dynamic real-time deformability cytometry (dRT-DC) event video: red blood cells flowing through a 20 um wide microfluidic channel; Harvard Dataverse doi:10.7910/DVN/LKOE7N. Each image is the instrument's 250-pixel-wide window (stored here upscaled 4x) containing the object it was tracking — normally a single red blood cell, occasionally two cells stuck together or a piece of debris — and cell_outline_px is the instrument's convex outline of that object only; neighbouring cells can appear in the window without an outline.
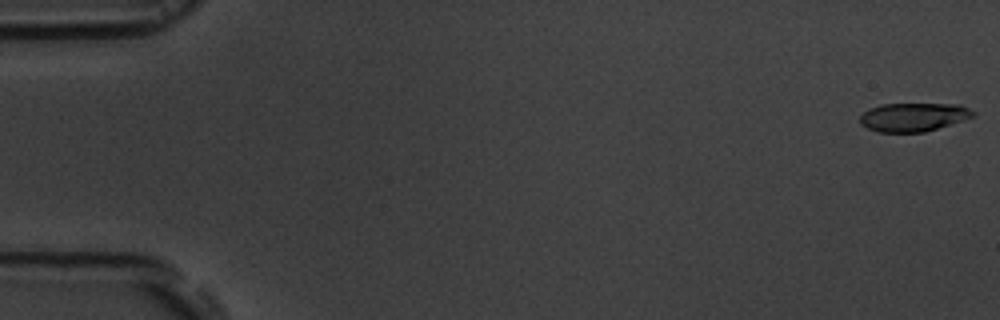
{"species": "common noctule bat (a hibernating species)", "species_latin": "Nyctalus noctula", "temperature_condition": "room temperature", "stored_images_in_passage": 12, "camera_frame_rate_fps": 3000, "um_per_image_px": 0.085, "animal": {"sex": "male", "body_mass_g": 19.5, "forearm_length_mm": 54.6}, "frame": {"image": 1, "passage_image": 1, "time_ms": 0.0, "image_size_px": [1000, 320], "cell_outline_px": [[976, 116], [924, 132], [876, 132], [860, 124], [860, 116], [868, 108], [880, 104], [960, 104], [976, 112]], "centroid_in_image_um": [77.63, 9.94], "position_along_channel_um": 7.4, "area_um2": 18.9}}
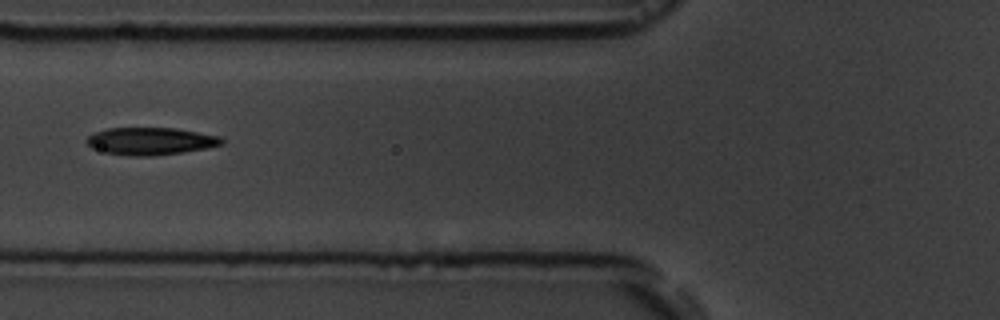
{"frame": {"image": 2, "passage_image": 7, "time_ms": 7.0, "image_size_px": [1000, 320], "cell_outline_px": [[224, 144], [208, 148], [184, 152], [152, 156], [128, 156], [104, 152], [92, 148], [84, 140], [88, 136], [96, 132], [108, 128], [176, 128], [220, 136], [224, 140]], "centroid_in_image_um": [12.81, 12.0], "position_along_channel_um": 113.0, "area_um2": 21.73}}
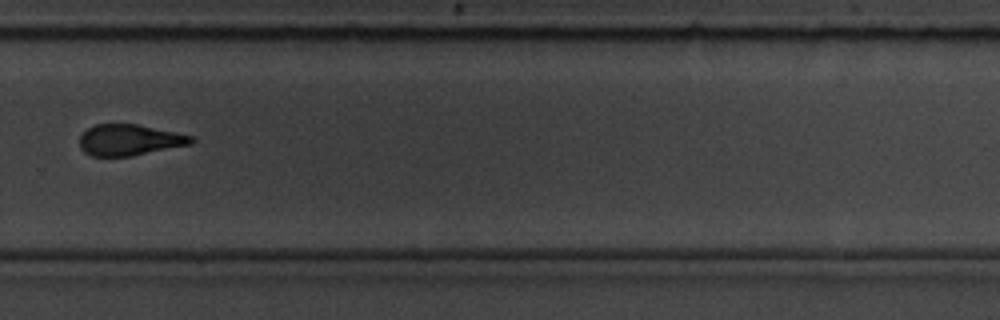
{"frame": {"image": 3, "passage_image": 12, "time_ms": 12.667, "image_size_px": [1000, 320], "cell_outline_px": [[196, 140], [192, 144], [132, 156], [92, 156], [84, 152], [80, 148], [80, 136], [88, 128], [96, 124], [136, 124], [192, 136]], "centroid_in_image_um": [11.0, 11.9], "position_along_channel_um": 318.8, "area_um2": 20.11}}